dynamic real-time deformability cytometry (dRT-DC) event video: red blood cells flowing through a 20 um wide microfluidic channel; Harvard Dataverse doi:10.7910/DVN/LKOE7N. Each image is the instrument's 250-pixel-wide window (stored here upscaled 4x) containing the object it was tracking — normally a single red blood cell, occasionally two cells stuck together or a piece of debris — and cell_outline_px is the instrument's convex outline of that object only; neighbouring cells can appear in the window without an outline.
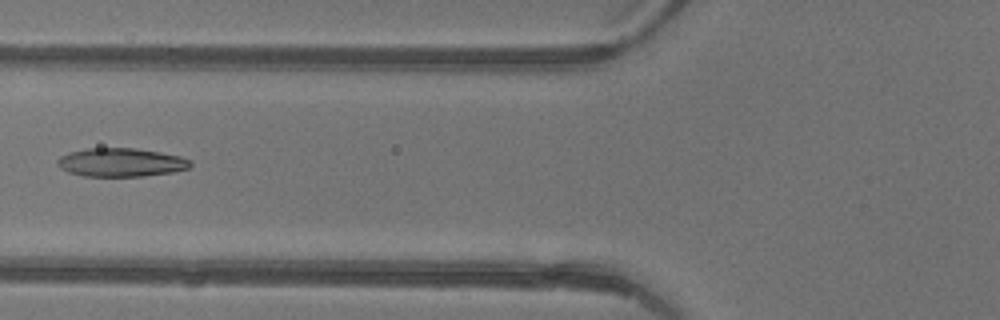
{"species": "common noctule bat (a hibernating species)", "species_latin": "Nyctalus noctula", "temperature_condition": "warm", "stored_images_in_passage": 6, "camera_frame_rate_fps": 3000, "um_per_image_px": 0.085, "animal": {"sex": "female"}, "frame": {"image": 1, "passage_image": 6, "time_ms": 1.667, "image_size_px": [1000, 320], "cell_outline_px": [[192, 164], [188, 168], [172, 172], [144, 176], [84, 176], [68, 172], [60, 168], [56, 164], [56, 160], [60, 156], [68, 152], [88, 148], [136, 148], [160, 152], [180, 156], [192, 160]], "centroid_in_image_um": [10.26, 13.8], "position_along_channel_um": 115.5, "area_um2": 22.25}}